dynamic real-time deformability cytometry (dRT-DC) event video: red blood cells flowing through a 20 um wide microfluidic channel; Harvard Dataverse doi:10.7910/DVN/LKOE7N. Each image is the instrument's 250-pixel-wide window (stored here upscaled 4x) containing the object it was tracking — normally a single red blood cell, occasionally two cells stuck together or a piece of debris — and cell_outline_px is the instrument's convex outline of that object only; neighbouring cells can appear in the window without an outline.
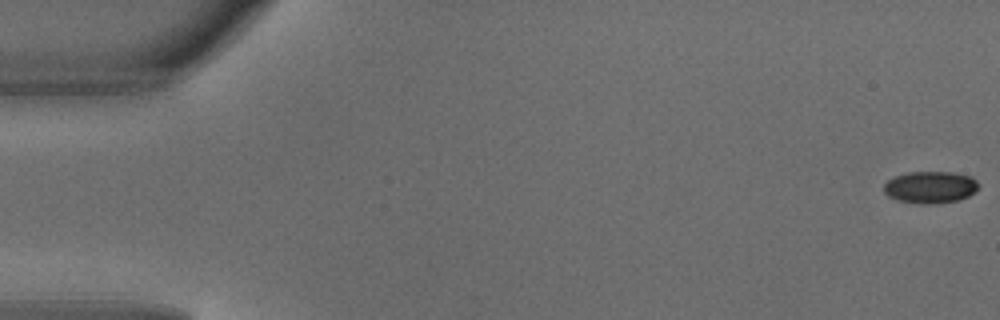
{"species": "common noctule bat (a hibernating species)", "species_latin": "Nyctalus noctula", "temperature_condition": "warm", "stored_images_in_passage": 6, "segment_of_instrument_passage": [1, 2], "camera_frame_rate_fps": 3000, "um_per_image_px": 0.085, "animal": {"sex": "male", "body_mass_g": 18.8}, "frame": {"image": 1, "passage_image": 1, "time_ms": 0.0, "image_size_px": [1000, 320], "cell_outline_px": [[980, 184], [976, 192], [960, 200], [928, 204], [920, 204], [896, 200], [888, 196], [884, 192], [884, 184], [888, 180], [896, 176], [908, 172], [952, 172], [972, 176]], "centroid_in_image_um": [79.1, 15.91], "position_along_channel_um": 5.9, "area_um2": 17.8}}
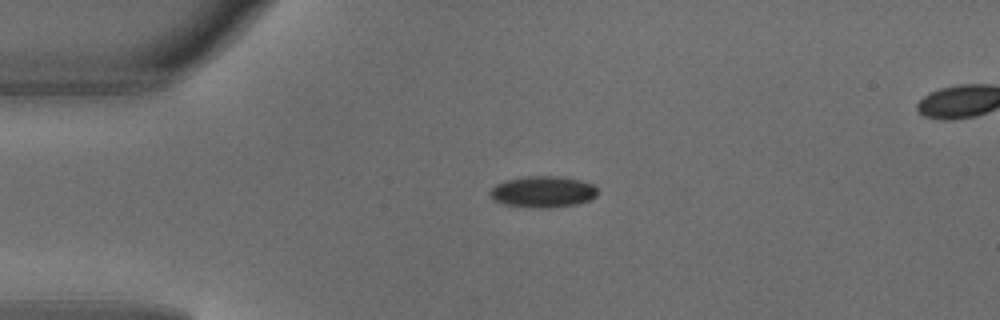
{"frame": {"image": 2, "passage_image": 4, "time_ms": 1.0, "image_size_px": [1000, 320], "cell_outline_px": [[596, 196], [588, 200], [576, 204], [548, 208], [532, 208], [504, 204], [492, 200], [488, 192], [496, 184], [504, 180], [528, 176], [556, 176], [580, 180], [592, 184], [596, 188]], "centroid_in_image_um": [46.09, 16.3], "position_along_channel_um": 38.9, "area_um2": 19.65}}